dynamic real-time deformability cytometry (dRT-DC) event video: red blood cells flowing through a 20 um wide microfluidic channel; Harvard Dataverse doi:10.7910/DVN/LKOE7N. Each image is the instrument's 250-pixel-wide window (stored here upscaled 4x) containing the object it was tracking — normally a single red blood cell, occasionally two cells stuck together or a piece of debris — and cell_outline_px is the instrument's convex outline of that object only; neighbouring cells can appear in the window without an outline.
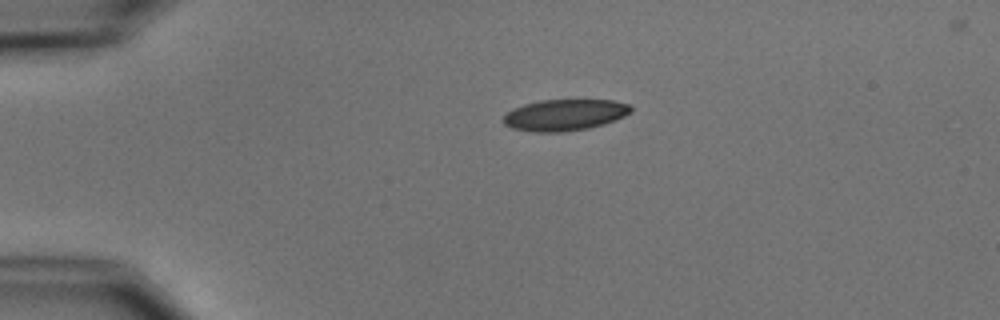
{"species": "common noctule bat (a hibernating species)", "species_latin": "Nyctalus noctula", "temperature_condition": "cold", "stored_images_in_passage": 2, "camera_frame_rate_fps": 3000, "um_per_image_px": 0.085, "animal": {"sex": "male", "body_mass_g": 15.6}, "frame": {"image": 1, "passage_image": 1, "time_ms": 0.0, "image_size_px": [1000, 320], "cell_outline_px": [[632, 112], [616, 120], [604, 124], [588, 128], [564, 132], [532, 132], [512, 128], [504, 124], [504, 116], [512, 108], [524, 104], [540, 100], [612, 100], [632, 104]], "centroid_in_image_um": [48.03, 9.77], "position_along_channel_um": 37.0, "area_um2": 23.47}}